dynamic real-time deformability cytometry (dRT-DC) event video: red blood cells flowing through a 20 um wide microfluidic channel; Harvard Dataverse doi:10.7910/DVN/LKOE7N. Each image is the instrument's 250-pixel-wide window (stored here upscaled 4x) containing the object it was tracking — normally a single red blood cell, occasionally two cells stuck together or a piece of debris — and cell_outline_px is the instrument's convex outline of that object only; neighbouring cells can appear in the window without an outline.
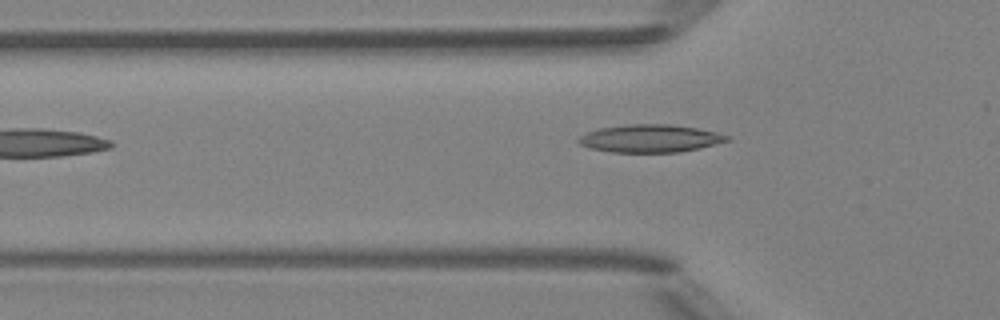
{"species": "Egyptian fruit bat (a non-hibernating species)", "species_latin": "Rousettus aegyptiacus", "temperature_condition": "room temperature", "stored_images_in_passage": 6, "segment_of_instrument_passage": [1, 2], "camera_frame_rate_fps": 3000, "um_per_image_px": 0.085, "animal": {"sex": "female"}, "frame": {"image": 1, "passage_image": 5, "time_ms": 4.667, "image_size_px": [1000, 320], "cell_outline_px": [[732, 140], [700, 148], [680, 152], [612, 152], [592, 148], [580, 144], [576, 140], [580, 136], [588, 132], [600, 128], [628, 124], [668, 124], [696, 128], [716, 132], [732, 136]], "centroid_in_image_um": [55.32, 11.77], "position_along_channel_um": 70.5, "area_um2": 23.99}}